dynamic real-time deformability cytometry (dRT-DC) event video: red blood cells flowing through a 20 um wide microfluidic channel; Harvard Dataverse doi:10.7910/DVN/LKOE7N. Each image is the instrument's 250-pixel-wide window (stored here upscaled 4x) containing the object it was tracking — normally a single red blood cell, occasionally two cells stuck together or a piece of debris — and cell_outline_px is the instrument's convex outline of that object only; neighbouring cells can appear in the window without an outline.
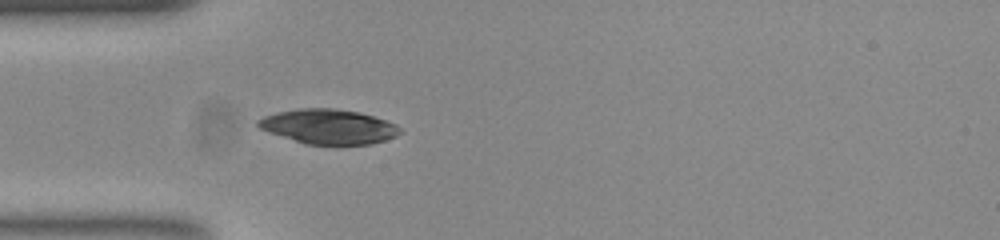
{"species": "common noctule bat (a hibernating species)", "species_latin": "Nyctalus noctula", "temperature_condition": "room temperature", "stored_images_in_passage": 38, "camera_frame_rate_fps": 3000, "um_per_image_px": 0.085, "animal": {"sex": "female", "body_mass_g": 23.0, "forearm_length_mm": 53.4}, "frame": {"image": 1, "passage_image": 1, "time_ms": 0.0, "image_size_px": [1000, 240], "cell_outline_px": [[404, 132], [396, 136], [372, 144], [336, 148], [304, 144], [268, 132], [260, 128], [256, 124], [256, 120], [264, 116], [280, 112], [300, 108], [336, 108], [360, 112], [396, 124]], "centroid_in_image_um": [27.95, 10.81], "position_along_channel_um": 57.0, "area_um2": 29.65}}
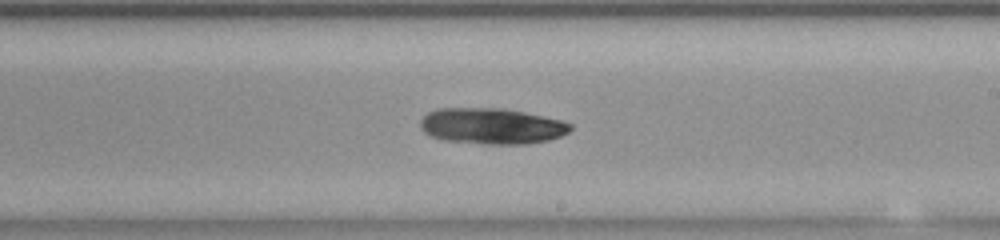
{"frame": {"image": 2, "passage_image": 16, "time_ms": 5.0, "image_size_px": [1000, 240], "cell_outline_px": [[572, 128], [568, 132], [560, 136], [548, 140], [524, 144], [484, 144], [444, 140], [432, 136], [424, 132], [420, 128], [420, 120], [428, 112], [436, 108], [504, 108], [544, 116], [560, 120], [572, 124]], "centroid_in_image_um": [41.78, 10.71], "position_along_channel_um": 247.2, "area_um2": 31.5}}
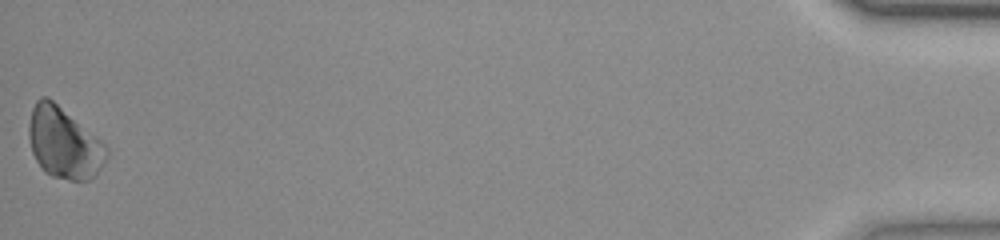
{"frame": {"image": 3, "passage_image": 38, "time_ms": 12.333, "image_size_px": [1000, 240], "cell_outline_px": [[108, 156], [100, 168], [88, 180], [68, 180], [52, 176], [44, 172], [36, 160], [32, 152], [28, 136], [28, 124], [32, 108], [36, 100], [40, 96], [48, 96], [96, 136], [108, 148]], "centroid_in_image_um": [5.4, 12.14], "position_along_channel_um": 429.8, "area_um2": 32.08}}